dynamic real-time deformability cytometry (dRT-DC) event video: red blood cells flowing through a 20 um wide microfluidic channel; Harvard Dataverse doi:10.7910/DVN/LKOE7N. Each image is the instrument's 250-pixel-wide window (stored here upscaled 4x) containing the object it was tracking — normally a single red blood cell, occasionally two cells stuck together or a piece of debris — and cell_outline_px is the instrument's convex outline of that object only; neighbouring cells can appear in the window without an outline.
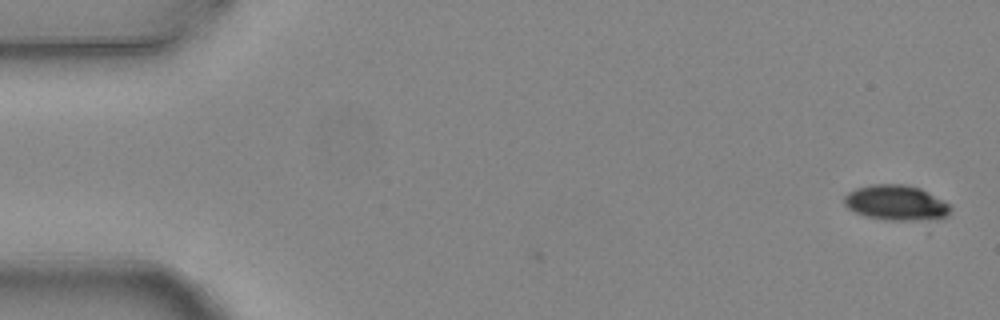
{"species": "common noctule bat (a hibernating species)", "species_latin": "Nyctalus noctula", "temperature_condition": "warm", "stored_images_in_passage": 3, "camera_frame_rate_fps": 3000, "um_per_image_px": 0.085, "animal": {"sex": "female", "body_mass_g": 24.6, "forearm_length_mm": 56.2}, "frame": {"image": 1, "passage_image": 1, "time_ms": 0.0, "image_size_px": [1000, 320], "cell_outline_px": [[952, 208], [948, 216], [928, 236], [864, 216], [848, 208], [844, 204], [844, 196], [848, 192], [856, 188], [872, 184], [904, 184], [920, 188], [948, 204]], "centroid_in_image_um": [76.43, 17.54], "position_along_channel_um": 8.6, "area_um2": 26.01}}